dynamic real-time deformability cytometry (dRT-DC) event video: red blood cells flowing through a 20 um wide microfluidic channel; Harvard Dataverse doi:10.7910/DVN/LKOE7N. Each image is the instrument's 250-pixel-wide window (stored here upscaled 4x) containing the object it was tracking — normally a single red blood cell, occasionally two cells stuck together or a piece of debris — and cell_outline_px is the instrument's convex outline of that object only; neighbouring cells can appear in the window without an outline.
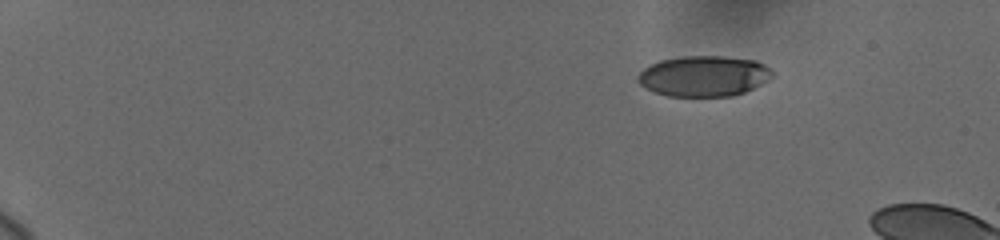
{"species": "human", "species_latin": "Homo sapiens", "temperature_condition": "cold", "stored_images_in_passage": 10, "camera_frame_rate_fps": 3000, "um_per_image_px": 0.085, "donor": {"sex": "female"}, "frame": {"image": 1, "passage_image": 1, "time_ms": 0.0, "image_size_px": [1000, 240], "cell_outline_px": [[772, 76], [768, 80], [744, 92], [732, 96], [668, 96], [652, 92], [640, 84], [636, 80], [636, 76], [644, 68], [660, 60], [684, 56], [724, 56], [756, 60], [764, 64], [772, 72]], "centroid_in_image_um": [59.79, 6.46], "position_along_channel_um": 25.2, "area_um2": 31.85}}
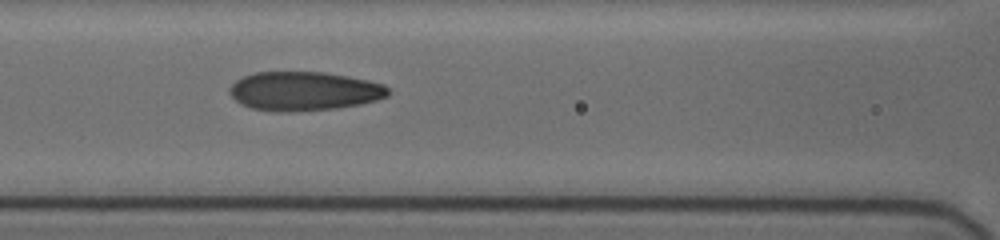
{"frame": {"image": 2, "passage_image": 9, "time_ms": 6.667, "image_size_px": [1000, 240], "cell_outline_px": [[388, 96], [376, 100], [360, 104], [336, 108], [288, 112], [276, 112], [252, 108], [240, 104], [228, 92], [228, 88], [236, 80], [244, 76], [256, 72], [324, 72], [348, 76], [368, 80], [384, 84], [388, 88]], "centroid_in_image_um": [25.83, 7.75], "position_along_channel_um": 140.8, "area_um2": 36.07}}
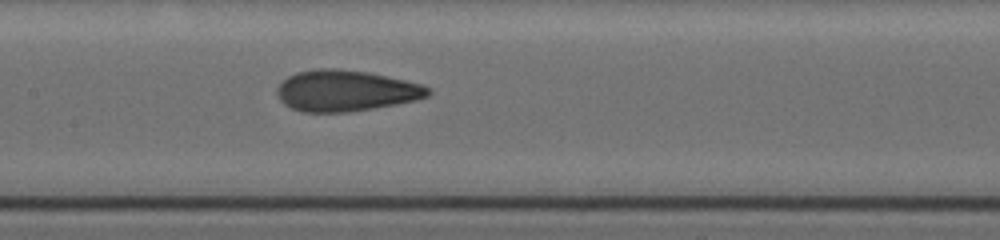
{"frame": {"image": 3, "passage_image": 10, "time_ms": 7.667, "image_size_px": [1000, 240], "cell_outline_px": [[432, 92], [428, 96], [416, 100], [396, 104], [372, 108], [344, 112], [304, 112], [292, 108], [284, 104], [280, 100], [276, 92], [276, 88], [288, 76], [296, 72], [316, 68], [336, 68], [368, 72], [404, 80], [420, 84], [432, 88]], "centroid_in_image_um": [29.38, 7.7], "position_along_channel_um": 178.0, "area_um2": 36.13}}